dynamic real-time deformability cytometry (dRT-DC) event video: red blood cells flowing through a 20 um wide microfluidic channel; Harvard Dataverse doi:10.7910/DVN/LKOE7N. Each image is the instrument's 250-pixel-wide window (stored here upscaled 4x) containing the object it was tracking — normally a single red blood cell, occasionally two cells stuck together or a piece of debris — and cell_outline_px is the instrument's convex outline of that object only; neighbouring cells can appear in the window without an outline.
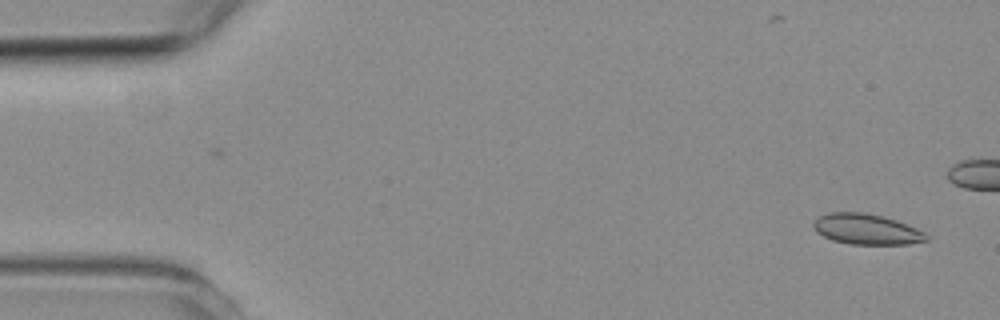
{"species": "common noctule bat (a hibernating species)", "species_latin": "Nyctalus noctula", "temperature_condition": "room temperature", "stored_images_in_passage": 2, "camera_frame_rate_fps": 3000, "um_per_image_px": 0.085, "animal": {"sex": "female", "body_mass_g": 19.3, "forearm_length_mm": 54.1}, "frame": {"image": 1, "passage_image": 2, "time_ms": 1.333, "image_size_px": [1000, 320], "cell_outline_px": [[928, 240], [908, 244], [848, 244], [832, 240], [816, 232], [812, 228], [812, 224], [816, 216], [828, 212], [864, 212], [896, 220], [916, 228], [924, 232], [928, 236]], "centroid_in_image_um": [73.59, 19.48], "position_along_channel_um": 11.4, "area_um2": 20.23}}